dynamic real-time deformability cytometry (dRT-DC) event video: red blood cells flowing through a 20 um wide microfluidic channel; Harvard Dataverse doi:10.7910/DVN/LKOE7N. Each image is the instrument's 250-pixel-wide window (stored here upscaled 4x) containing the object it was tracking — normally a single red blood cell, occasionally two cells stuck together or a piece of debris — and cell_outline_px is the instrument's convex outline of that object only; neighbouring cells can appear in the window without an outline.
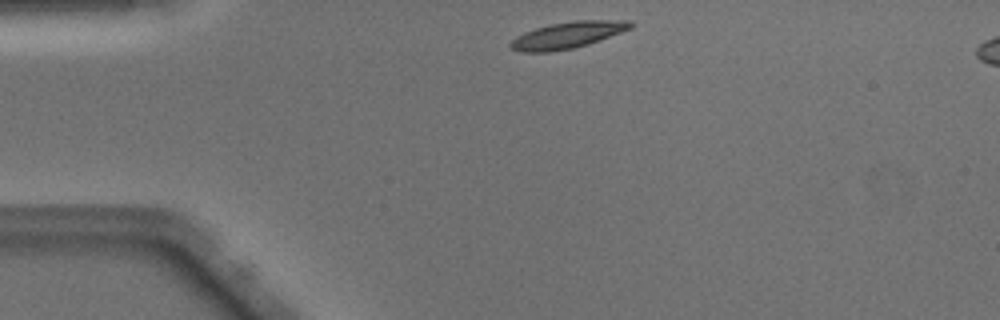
{"species": "Egyptian fruit bat (a non-hibernating species)", "species_latin": "Rousettus aegyptiacus", "temperature_condition": "warm", "stored_images_in_passage": 39, "camera_frame_rate_fps": 3000, "um_per_image_px": 0.085, "animal": {"sex": "male"}, "frame": {"image": 1, "passage_image": 1, "time_ms": 0.0, "image_size_px": [1000, 320], "cell_outline_px": [[632, 28], [588, 44], [572, 48], [548, 52], [520, 52], [508, 48], [508, 44], [516, 36], [524, 32], [536, 28], [552, 24], [576, 20], [628, 20], [632, 24]], "centroid_in_image_um": [48.19, 2.99], "position_along_channel_um": 36.8, "area_um2": 18.44}}
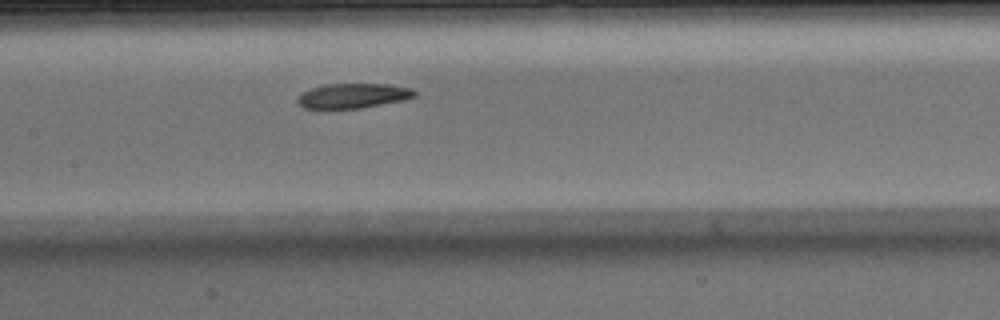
{"frame": {"image": 2, "passage_image": 14, "time_ms": 4.333, "image_size_px": [1000, 320], "cell_outline_px": [[416, 96], [404, 100], [360, 108], [304, 108], [296, 100], [296, 96], [300, 92], [324, 84], [388, 84], [412, 88], [416, 92]], "centroid_in_image_um": [29.99, 8.13], "position_along_channel_um": 177.4, "area_um2": 16.94}}
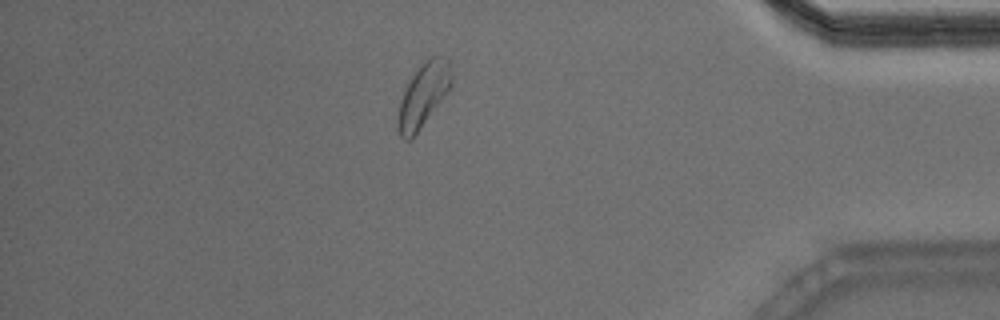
{"frame": {"image": 3, "passage_image": 33, "time_ms": 10.667, "image_size_px": [1000, 320], "cell_outline_px": [[452, 84], [416, 132], [408, 140], [404, 140], [400, 136], [396, 128], [396, 116], [400, 100], [412, 76], [424, 60], [428, 56], [440, 56], [448, 60], [452, 76]], "centroid_in_image_um": [35.94, 8.06], "position_along_channel_um": 399.3, "area_um2": 19.31}, "authors_computed_cell_mechanics": {"area_um2": 18.3226, "velocity_mm_per_s": 4.0585, "shape_relaxation_time_tau1_ms": 5.2994, "shape_relaxation_time_tau2_ms": null, "deformation_change_tau1": 0.1349, "deformation_change_tau2": null}}